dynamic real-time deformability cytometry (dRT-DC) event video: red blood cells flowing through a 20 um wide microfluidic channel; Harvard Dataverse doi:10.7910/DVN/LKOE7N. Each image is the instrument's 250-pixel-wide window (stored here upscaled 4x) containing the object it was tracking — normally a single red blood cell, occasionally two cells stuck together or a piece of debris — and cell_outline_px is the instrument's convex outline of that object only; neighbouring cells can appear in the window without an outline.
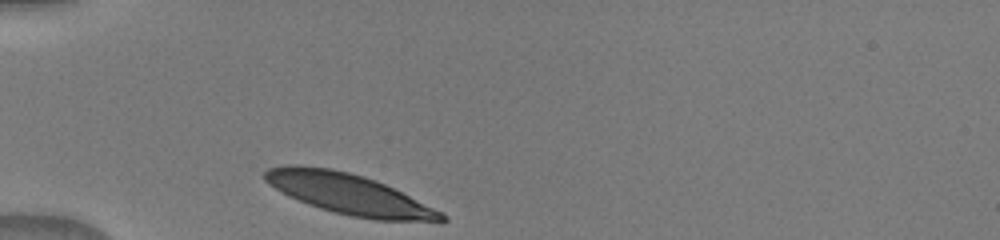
{"species": "human", "species_latin": "Homo sapiens", "temperature_condition": "warm", "stored_images_in_passage": 30, "camera_frame_rate_fps": 3000, "um_per_image_px": 0.085, "donor": {"sex": "male"}, "frame": {"image": 1, "passage_image": 1, "time_ms": 0.0, "image_size_px": [1000, 240], "cell_outline_px": [[448, 220], [376, 220], [352, 216], [320, 208], [308, 204], [288, 196], [268, 184], [264, 180], [264, 172], [268, 168], [284, 164], [300, 164], [332, 168], [364, 176], [376, 180], [444, 212]], "centroid_in_image_um": [29.59, 16.46], "position_along_channel_um": 55.4, "area_um2": 41.56}}
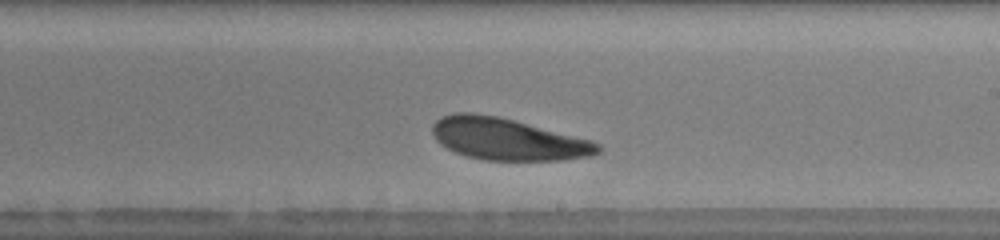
{"frame": {"image": 2, "passage_image": 17, "time_ms": 5.333, "image_size_px": [1000, 240], "cell_outline_px": [[600, 152], [592, 156], [564, 160], [484, 160], [468, 156], [456, 152], [440, 144], [436, 140], [432, 132], [432, 124], [440, 116], [456, 112], [472, 112], [496, 116], [592, 140], [600, 144]], "centroid_in_image_um": [43.14, 11.82], "position_along_channel_um": 245.9, "area_um2": 40.29}}
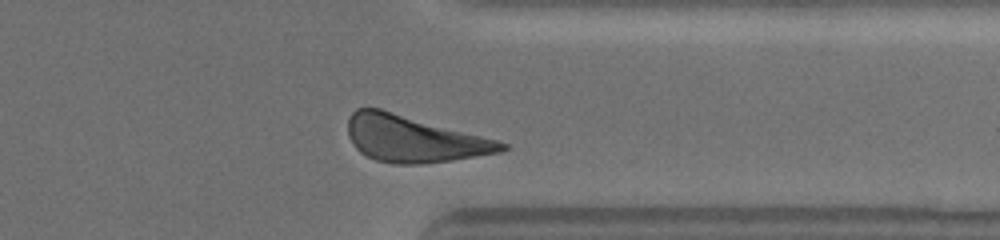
{"frame": {"image": 3, "passage_image": 27, "time_ms": 8.667, "image_size_px": [1000, 240], "cell_outline_px": [[508, 148], [500, 152], [452, 160], [420, 164], [396, 164], [376, 160], [360, 152], [352, 144], [348, 136], [348, 120], [352, 112], [356, 108], [380, 108], [496, 140], [508, 144]], "centroid_in_image_um": [35.12, 11.8], "position_along_channel_um": 376.3, "area_um2": 41.21}}